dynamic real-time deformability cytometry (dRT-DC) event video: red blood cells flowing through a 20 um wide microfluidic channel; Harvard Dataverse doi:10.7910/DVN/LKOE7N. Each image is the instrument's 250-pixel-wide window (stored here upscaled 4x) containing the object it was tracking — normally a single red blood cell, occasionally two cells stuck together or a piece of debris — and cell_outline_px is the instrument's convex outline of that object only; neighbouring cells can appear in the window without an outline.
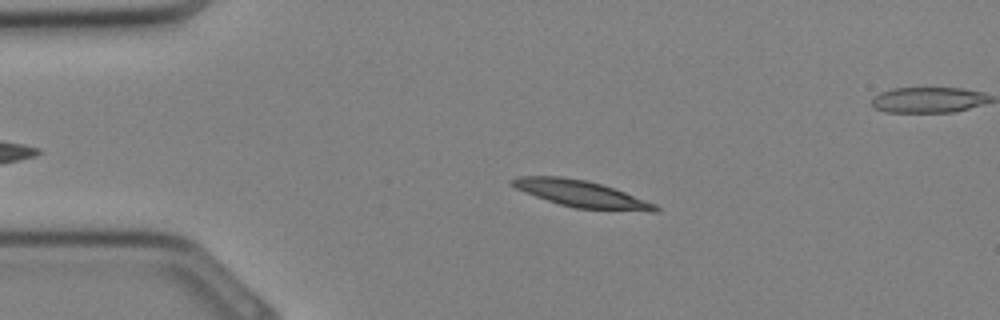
{"species": "Egyptian fruit bat (a non-hibernating species)", "species_latin": "Rousettus aegyptiacus", "temperature_condition": "cold", "stored_images_in_passage": 13, "camera_frame_rate_fps": 3000, "um_per_image_px": 0.085, "animal": {"sex": "female"}, "frame": {"image": 1, "passage_image": 6, "time_ms": 1.667, "image_size_px": [1000, 320], "cell_outline_px": [[660, 208], [656, 212], [652, 212], [576, 208], [560, 204], [524, 192], [508, 184], [508, 180], [520, 176], [560, 176], [588, 180], [624, 192], [656, 204]], "centroid_in_image_um": [49.38, 16.47], "position_along_channel_um": 35.6, "area_um2": 22.14}}
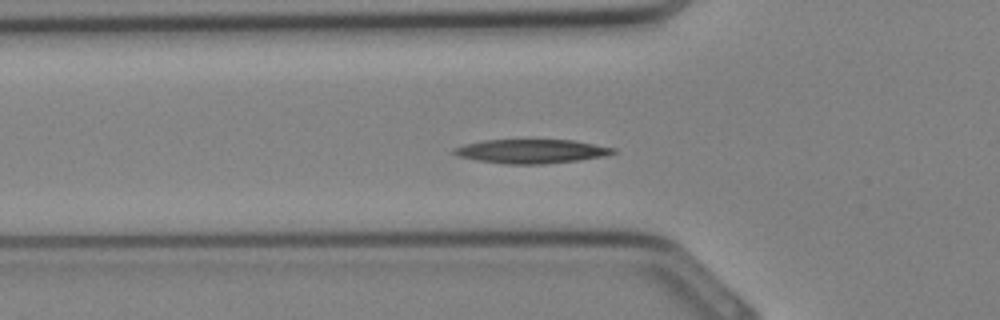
{"frame": {"image": 2, "passage_image": 10, "time_ms": 3.0, "image_size_px": [1000, 320], "cell_outline_px": [[616, 152], [604, 156], [580, 160], [544, 164], [504, 164], [476, 160], [456, 156], [452, 152], [452, 148], [464, 144], [480, 140], [572, 140], [616, 148]], "centroid_in_image_um": [45.11, 12.86], "position_along_channel_um": 80.7, "area_um2": 22.43}}
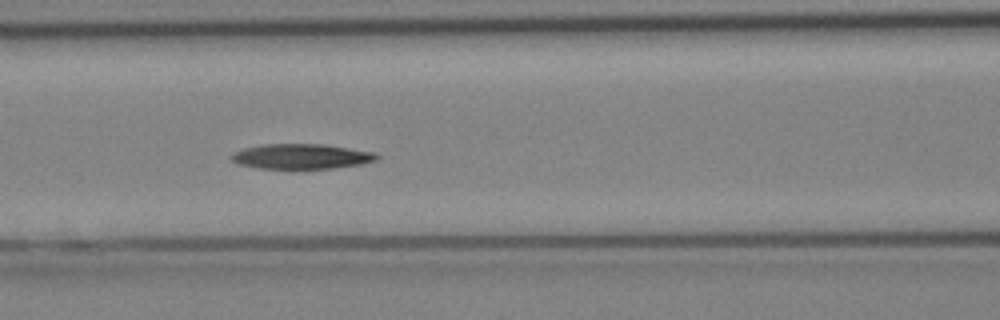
{"frame": {"image": 3, "passage_image": 13, "time_ms": 4.0, "image_size_px": [1000, 320], "cell_outline_px": [[380, 156], [376, 160], [360, 164], [332, 168], [256, 168], [236, 164], [228, 156], [232, 152], [244, 148], [264, 144], [320, 144], [376, 152]], "centroid_in_image_um": [25.56, 13.29], "position_along_channel_um": 141.0, "area_um2": 21.21}}